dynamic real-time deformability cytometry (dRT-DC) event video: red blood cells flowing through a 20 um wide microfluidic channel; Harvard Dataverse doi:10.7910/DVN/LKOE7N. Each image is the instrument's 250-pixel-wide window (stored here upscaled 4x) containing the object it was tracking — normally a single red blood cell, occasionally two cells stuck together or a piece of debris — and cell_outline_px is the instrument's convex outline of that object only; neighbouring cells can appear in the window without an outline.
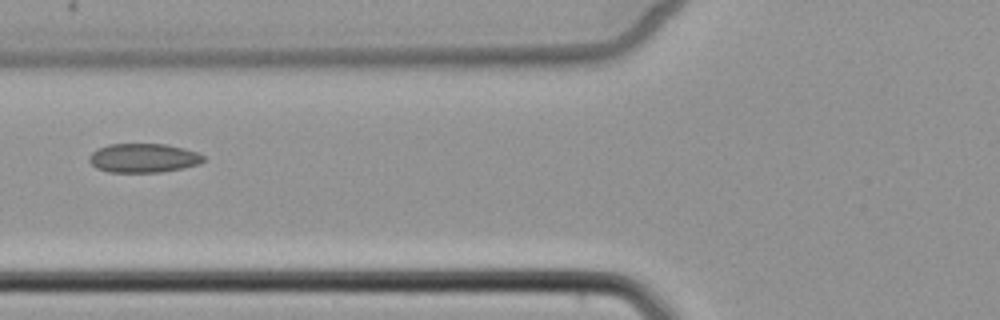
{"species": "common noctule bat (a hibernating species)", "species_latin": "Nyctalus noctula", "temperature_condition": "cold", "stored_images_in_passage": 6, "camera_frame_rate_fps": 3000, "um_per_image_px": 0.085, "animal": {"sex": "female", "body_mass_g": 22.7, "forearm_length_mm": 54.2}, "frame": {"image": 1, "passage_image": 6, "time_ms": 6.0, "image_size_px": [1000, 320], "cell_outline_px": [[204, 160], [200, 164], [184, 168], [160, 172], [108, 172], [96, 168], [88, 160], [88, 156], [96, 148], [108, 144], [164, 144], [184, 148], [196, 152], [204, 156]], "centroid_in_image_um": [12.16, 13.43], "position_along_channel_um": 113.6, "area_um2": 19.48}}